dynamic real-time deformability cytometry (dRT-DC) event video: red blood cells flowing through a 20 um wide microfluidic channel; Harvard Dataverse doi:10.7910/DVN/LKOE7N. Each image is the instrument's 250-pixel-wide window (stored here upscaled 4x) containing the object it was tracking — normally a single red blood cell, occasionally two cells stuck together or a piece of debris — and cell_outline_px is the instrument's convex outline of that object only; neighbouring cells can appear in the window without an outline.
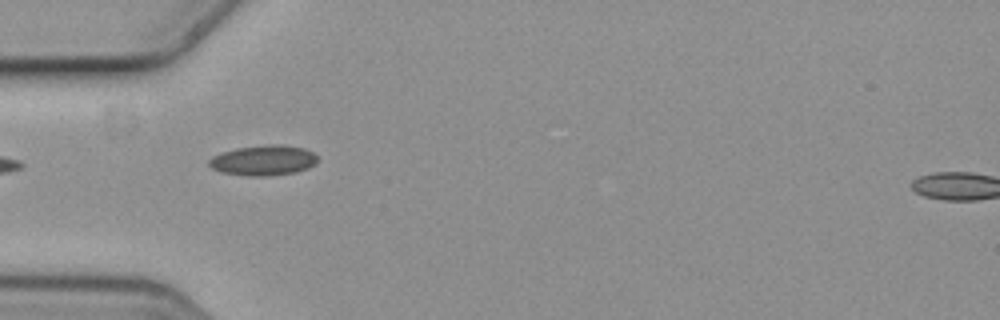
{"species": "common noctule bat (a hibernating species)", "species_latin": "Nyctalus noctula", "temperature_condition": "cold", "stored_images_in_passage": 6, "camera_frame_rate_fps": 3000, "um_per_image_px": 0.085, "animal": {"sex": "female", "body_mass_g": 19.3, "forearm_length_mm": 54.1}, "frame": {"image": 1, "passage_image": 5, "time_ms": 1.333, "image_size_px": [1000, 320], "cell_outline_px": [[316, 164], [308, 168], [296, 172], [268, 176], [248, 176], [220, 172], [212, 168], [208, 164], [208, 160], [212, 156], [236, 148], [268, 144], [280, 144], [304, 148], [312, 152], [316, 156]], "centroid_in_image_um": [22.38, 13.63], "position_along_channel_um": 62.6, "area_um2": 19.19}}
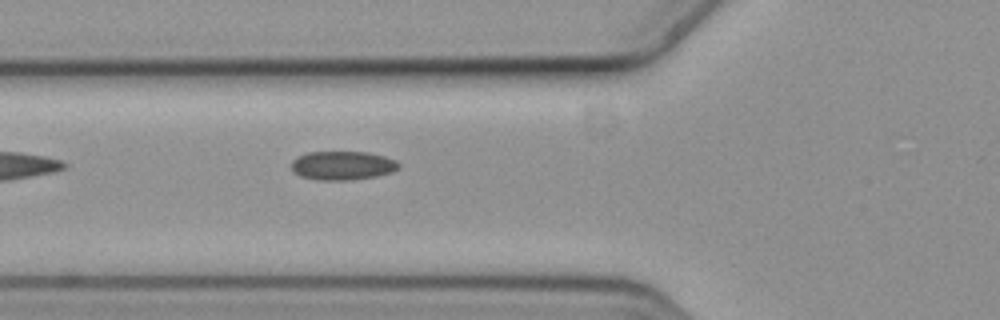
{"frame": {"image": 2, "passage_image": 6, "time_ms": 1.667, "image_size_px": [1000, 320], "cell_outline_px": [[400, 168], [392, 172], [376, 176], [348, 180], [316, 180], [300, 176], [292, 172], [292, 160], [296, 156], [308, 152], [368, 152], [384, 156], [396, 160], [400, 164]], "centroid_in_image_um": [29.1, 14.07], "position_along_channel_um": 96.7, "area_um2": 18.21}}